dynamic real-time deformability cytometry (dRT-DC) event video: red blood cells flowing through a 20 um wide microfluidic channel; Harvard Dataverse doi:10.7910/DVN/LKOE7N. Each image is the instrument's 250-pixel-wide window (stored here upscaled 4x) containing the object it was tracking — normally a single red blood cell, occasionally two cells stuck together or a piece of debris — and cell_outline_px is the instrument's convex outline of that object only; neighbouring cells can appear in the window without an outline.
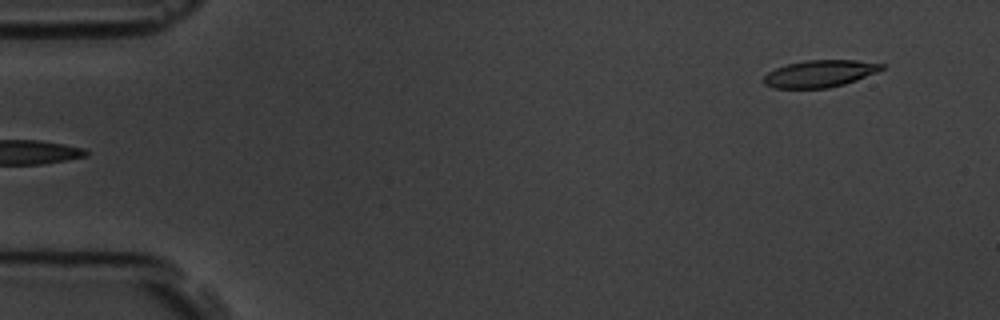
{"species": "common noctule bat (a hibernating species)", "species_latin": "Nyctalus noctula", "temperature_condition": "room temperature", "stored_images_in_passage": 3, "segment_of_instrument_passage": [2, 2], "camera_frame_rate_fps": 3000, "um_per_image_px": 0.085, "animal": {"sex": "male", "body_mass_g": 19.5, "forearm_length_mm": 54.6}, "frame": {"image": 1, "passage_image": 3, "time_ms": 2.333, "image_size_px": [1000, 320], "cell_outline_px": [[884, 68], [876, 72], [856, 80], [844, 84], [828, 88], [776, 88], [764, 84], [760, 80], [768, 72], [776, 68], [788, 64], [804, 60], [856, 60], [884, 64]], "centroid_in_image_um": [69.65, 6.26], "position_along_channel_um": 15.4, "area_um2": 18.55}}